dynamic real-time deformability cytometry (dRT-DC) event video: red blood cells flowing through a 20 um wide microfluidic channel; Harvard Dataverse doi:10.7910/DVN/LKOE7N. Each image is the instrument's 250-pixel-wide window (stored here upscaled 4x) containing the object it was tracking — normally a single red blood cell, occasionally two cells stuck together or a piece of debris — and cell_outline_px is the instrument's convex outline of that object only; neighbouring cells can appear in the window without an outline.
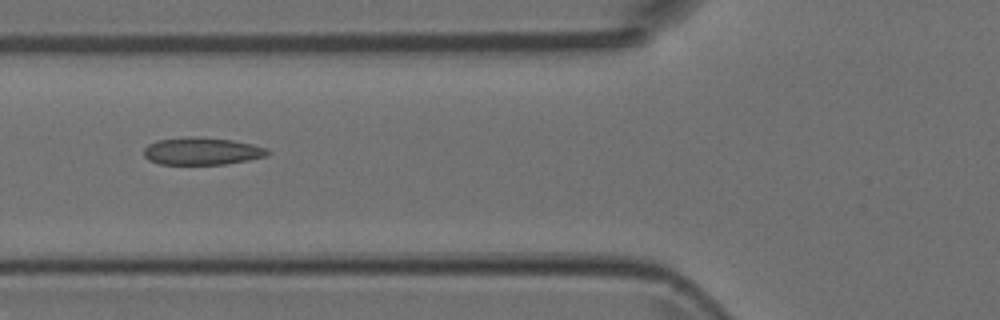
{"species": "Egyptian fruit bat (a non-hibernating species)", "species_latin": "Rousettus aegyptiacus", "temperature_condition": "room temperature", "stored_images_in_passage": 7, "camera_frame_rate_fps": 3000, "um_per_image_px": 0.085, "animal": {"sex": "female"}, "frame": {"image": 1, "passage_image": 4, "time_ms": 1.0, "image_size_px": [1000, 320], "cell_outline_px": [[272, 152], [264, 156], [248, 160], [224, 164], [160, 164], [148, 160], [144, 156], [144, 148], [148, 144], [156, 140], [188, 136], [196, 136], [232, 140], [252, 144], [268, 148]], "centroid_in_image_um": [17.14, 12.84], "position_along_channel_um": 108.7, "area_um2": 19.88}}
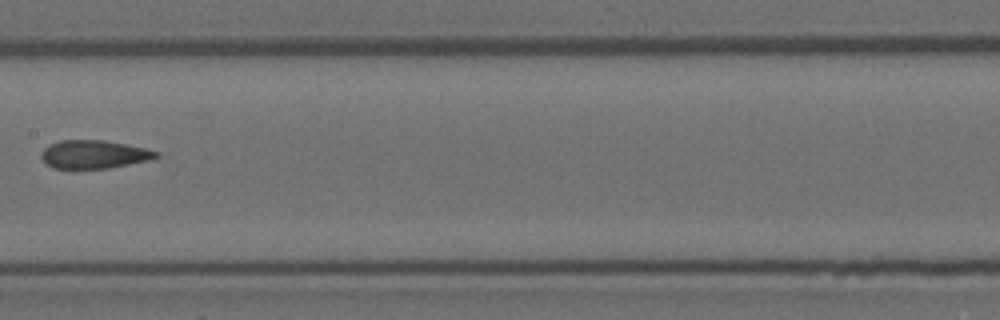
{"frame": {"image": 2, "passage_image": 6, "time_ms": 1.667, "image_size_px": [1000, 320], "cell_outline_px": [[156, 156], [152, 160], [108, 168], [52, 168], [44, 164], [40, 156], [40, 152], [48, 144], [60, 140], [104, 140], [144, 148], [156, 152]], "centroid_in_image_um": [7.89, 13.12], "position_along_channel_um": 199.5, "area_um2": 18.9}}
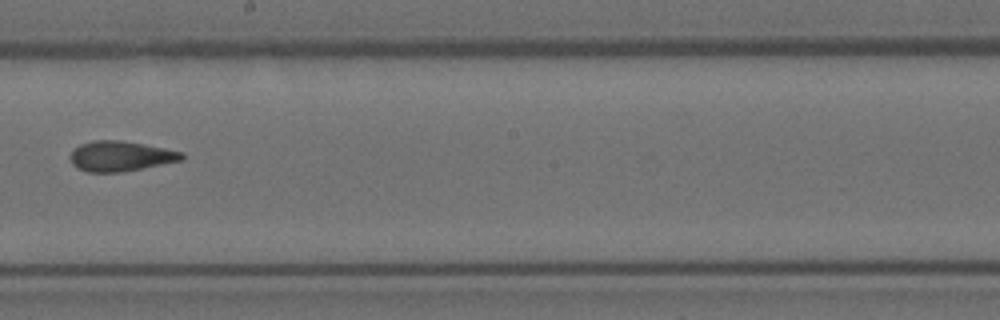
{"frame": {"image": 3, "passage_image": 7, "time_ms": 2.0, "image_size_px": [1000, 320], "cell_outline_px": [[184, 160], [120, 172], [88, 172], [76, 168], [72, 164], [68, 156], [80, 144], [96, 140], [120, 140], [144, 144], [184, 152]], "centroid_in_image_um": [10.24, 13.27], "position_along_channel_um": 238.0, "area_um2": 19.59}}